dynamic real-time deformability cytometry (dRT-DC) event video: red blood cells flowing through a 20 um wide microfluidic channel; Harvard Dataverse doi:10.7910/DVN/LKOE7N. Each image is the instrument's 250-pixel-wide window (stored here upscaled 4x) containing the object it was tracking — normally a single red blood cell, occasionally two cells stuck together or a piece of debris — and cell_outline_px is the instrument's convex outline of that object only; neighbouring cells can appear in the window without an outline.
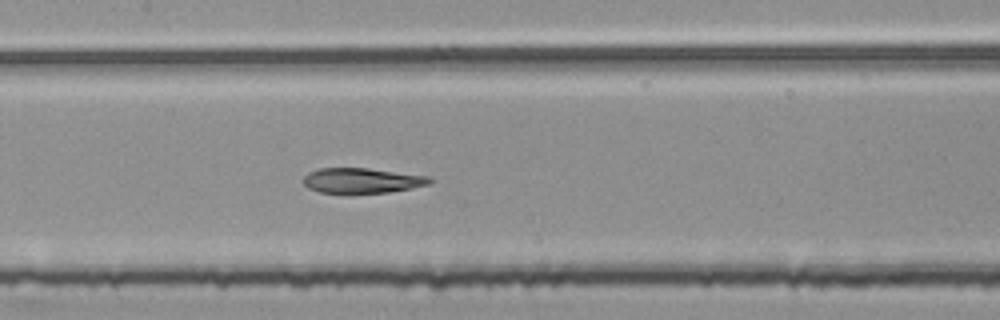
{"species": "common noctule bat (a hibernating species)", "species_latin": "Nyctalus noctula", "temperature_condition": "room temperature", "stored_images_in_passage": 52, "segment_of_instrument_passage": [2, 2], "camera_frame_rate_fps": 3000, "um_per_image_px": 0.085, "animal": {"sex": "female", "body_mass_g": 25.1}, "frame": {"image": 1, "passage_image": 26, "time_ms": 8.333, "image_size_px": [1000, 320], "cell_outline_px": [[432, 180], [428, 184], [412, 188], [388, 192], [348, 196], [344, 196], [320, 192], [308, 188], [304, 184], [304, 176], [308, 172], [320, 168], [368, 168], [428, 176]], "centroid_in_image_um": [30.7, 15.39], "position_along_channel_um": 176.7, "area_um2": 19.19}}
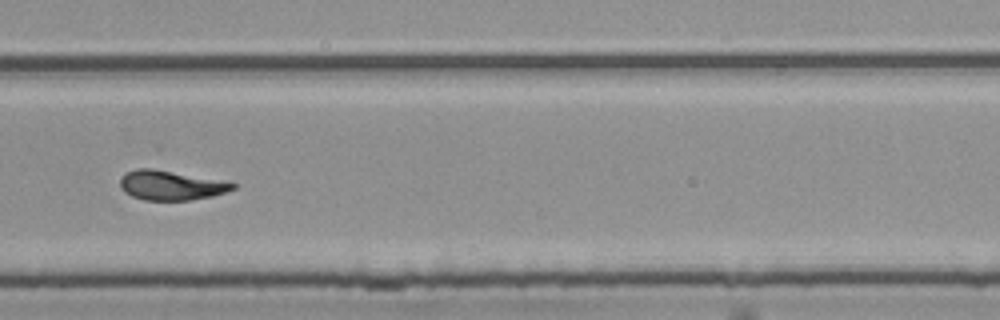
{"frame": {"image": 2, "passage_image": 37, "time_ms": 12.0, "image_size_px": [1000, 320], "cell_outline_px": [[236, 188], [212, 196], [188, 200], [144, 200], [132, 196], [124, 192], [120, 184], [120, 180], [128, 172], [136, 168], [152, 168], [232, 180], [236, 184]], "centroid_in_image_um": [14.62, 15.73], "position_along_channel_um": 315.2, "area_um2": 19.77}}
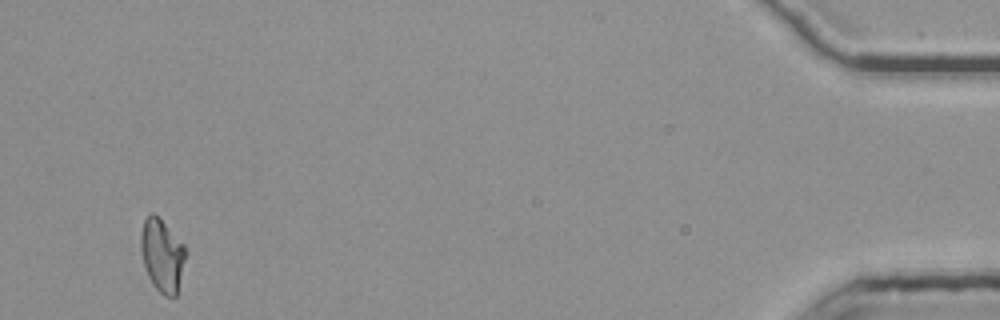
{"frame": {"image": 3, "passage_image": 52, "time_ms": 17.0, "image_size_px": [1000, 320], "cell_outline_px": [[188, 252], [176, 296], [164, 296], [152, 284], [148, 276], [144, 264], [140, 248], [140, 236], [144, 220], [152, 212], [184, 244]], "centroid_in_image_um": [13.8, 21.73], "position_along_channel_um": 421.4, "area_um2": 18.9}}